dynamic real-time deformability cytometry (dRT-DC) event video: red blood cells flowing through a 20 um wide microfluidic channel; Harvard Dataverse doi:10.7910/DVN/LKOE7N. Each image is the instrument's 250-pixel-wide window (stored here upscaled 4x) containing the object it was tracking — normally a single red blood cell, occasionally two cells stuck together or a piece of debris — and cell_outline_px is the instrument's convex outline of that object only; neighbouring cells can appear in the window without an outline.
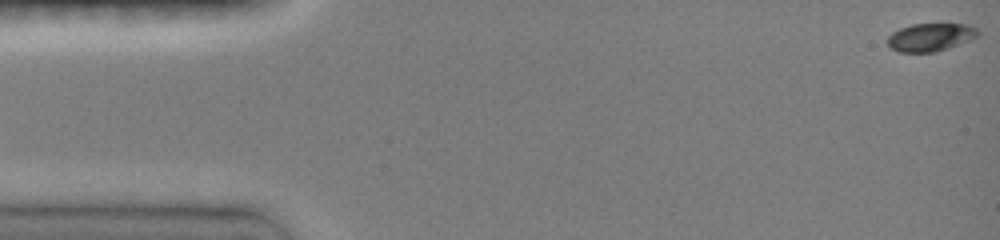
{"species": "common noctule bat (a hibernating species)", "species_latin": "Nyctalus noctula", "temperature_condition": "room temperature", "stored_images_in_passage": 48, "camera_frame_rate_fps": 3000, "um_per_image_px": 0.085, "animal": {"sex": "female", "body_mass_g": 19.0, "forearm_length_mm": 51.5}, "frame": {"image": 1, "passage_image": 1, "time_ms": 0.0, "image_size_px": [1000, 240], "cell_outline_px": [[980, 36], [972, 40], [936, 52], [896, 52], [888, 44], [888, 36], [892, 32], [900, 28], [912, 24], [964, 24], [976, 28], [980, 32]], "centroid_in_image_um": [79.12, 3.17], "position_along_channel_um": 5.9, "area_um2": 14.85}}
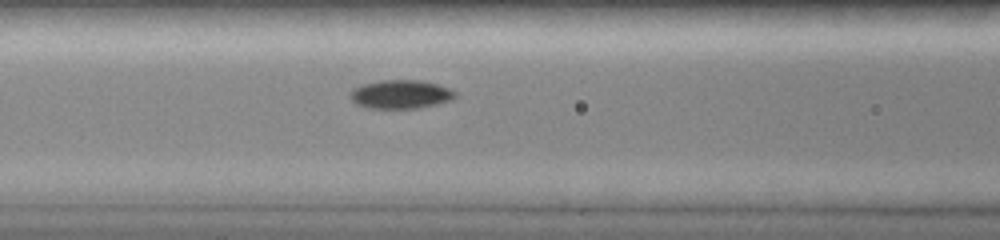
{"frame": {"image": 2, "passage_image": 20, "time_ms": 6.333, "image_size_px": [1000, 240], "cell_outline_px": [[456, 96], [452, 100], [420, 108], [368, 108], [356, 104], [348, 96], [352, 88], [360, 84], [380, 80], [420, 80], [436, 84], [448, 88], [456, 92]], "centroid_in_image_um": [34.01, 8.01], "position_along_channel_um": 132.6, "area_um2": 17.69}}
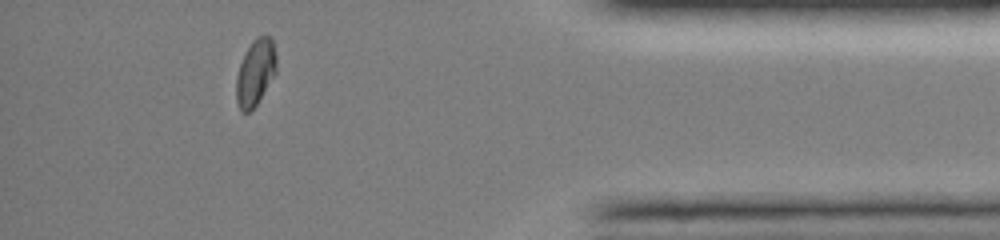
{"frame": {"image": 3, "passage_image": 43, "time_ms": 14.0, "image_size_px": [1000, 240], "cell_outline_px": [[276, 72], [256, 104], [248, 112], [244, 112], [240, 108], [236, 100], [236, 76], [244, 52], [252, 40], [256, 36], [268, 36], [272, 40], [276, 56]], "centroid_in_image_um": [21.69, 6.12], "position_along_channel_um": 413.5, "area_um2": 15.32}, "authors_computed_cell_mechanics": {"area_um2": 16.1262, "velocity_mm_per_s": 4.0211, "shape_relaxation_time_tau1_ms": 2.1827, "shape_relaxation_time_tau2_ms": 3.451, "deformation_change_tau1": 0.1304, "deformation_change_tau2": 0.0363}}